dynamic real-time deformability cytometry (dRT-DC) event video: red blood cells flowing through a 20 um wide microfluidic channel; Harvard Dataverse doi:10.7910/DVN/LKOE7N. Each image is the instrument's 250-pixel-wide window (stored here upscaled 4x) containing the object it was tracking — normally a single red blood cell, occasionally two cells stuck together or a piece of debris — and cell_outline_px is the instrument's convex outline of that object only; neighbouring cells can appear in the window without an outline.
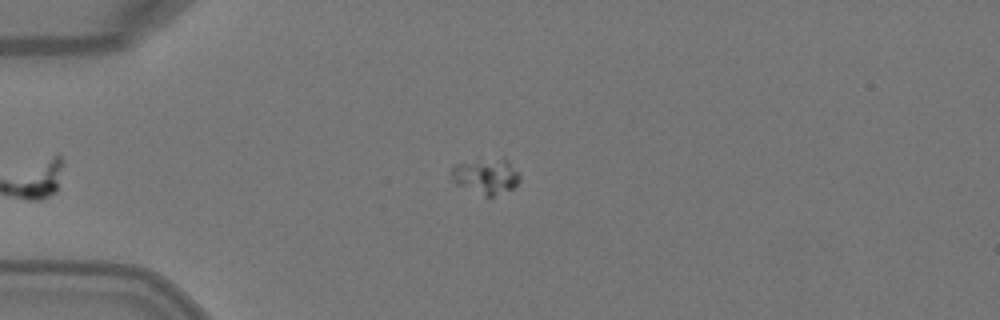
{"species": "Egyptian fruit bat (a non-hibernating species)", "species_latin": "Rousettus aegyptiacus", "temperature_condition": "warm", "stored_images_in_passage": 5, "segment_of_instrument_passage": [2, 2], "camera_frame_rate_fps": 3000, "um_per_image_px": 0.085, "animal": {"sex": "female"}, "frame": {"image": 1, "passage_image": 5, "time_ms": 1.333, "image_size_px": [1000, 320], "cell_outline_px": [[520, 180], [512, 188], [492, 196], [484, 196], [456, 184], [452, 176], [452, 168], [456, 164], [504, 156], [508, 160], [520, 176]], "centroid_in_image_um": [41.34, 14.95], "position_along_channel_um": 43.7, "area_um2": 13.93}}